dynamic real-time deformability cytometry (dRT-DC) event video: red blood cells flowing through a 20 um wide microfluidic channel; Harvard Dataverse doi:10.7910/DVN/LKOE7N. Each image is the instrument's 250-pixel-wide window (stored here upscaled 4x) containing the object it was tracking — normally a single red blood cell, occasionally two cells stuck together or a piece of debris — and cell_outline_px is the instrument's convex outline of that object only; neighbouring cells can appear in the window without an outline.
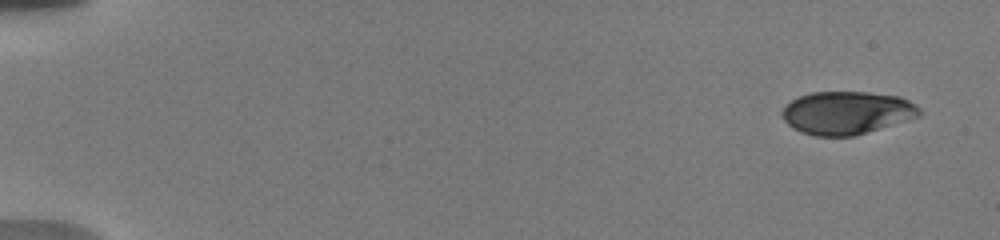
{"species": "human", "species_latin": "Homo sapiens", "temperature_condition": "warm", "stored_images_in_passage": 26, "camera_frame_rate_fps": 3000, "um_per_image_px": 0.085, "donor": {"sex": "male"}, "frame": {"image": 1, "passage_image": 1, "time_ms": 0.0, "image_size_px": [1000, 240], "cell_outline_px": [[920, 116], [856, 136], [816, 136], [800, 132], [792, 128], [780, 116], [780, 112], [792, 100], [800, 96], [812, 92], [868, 92], [900, 96], [916, 104], [920, 108]], "centroid_in_image_um": [71.97, 9.59], "position_along_channel_um": 13.0, "area_um2": 34.56}}
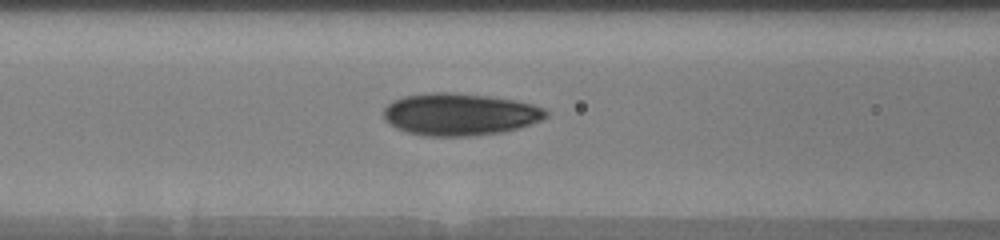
{"frame": {"image": 2, "passage_image": 23, "time_ms": 7.333, "image_size_px": [1000, 240], "cell_outline_px": [[548, 116], [540, 120], [516, 128], [500, 132], [468, 136], [424, 136], [408, 132], [396, 128], [384, 120], [384, 108], [392, 100], [404, 96], [432, 92], [452, 92], [488, 96], [512, 100], [532, 104], [544, 108], [548, 112]], "centroid_in_image_um": [39.03, 9.71], "position_along_channel_um": 127.6, "area_um2": 39.71}}
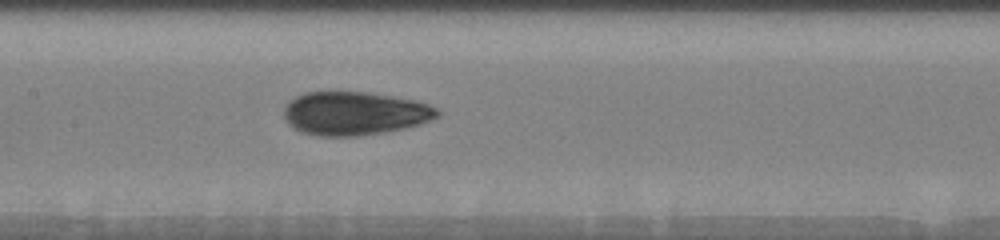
{"frame": {"image": 3, "passage_image": 26, "time_ms": 8.667, "image_size_px": [1000, 240], "cell_outline_px": [[440, 116], [432, 120], [420, 124], [404, 128], [356, 136], [320, 136], [300, 132], [292, 128], [288, 124], [284, 116], [284, 108], [288, 100], [304, 92], [336, 88], [368, 92], [416, 100], [428, 104], [436, 108], [440, 112]], "centroid_in_image_um": [30.08, 9.59], "position_along_channel_um": 177.3, "area_um2": 39.94}}